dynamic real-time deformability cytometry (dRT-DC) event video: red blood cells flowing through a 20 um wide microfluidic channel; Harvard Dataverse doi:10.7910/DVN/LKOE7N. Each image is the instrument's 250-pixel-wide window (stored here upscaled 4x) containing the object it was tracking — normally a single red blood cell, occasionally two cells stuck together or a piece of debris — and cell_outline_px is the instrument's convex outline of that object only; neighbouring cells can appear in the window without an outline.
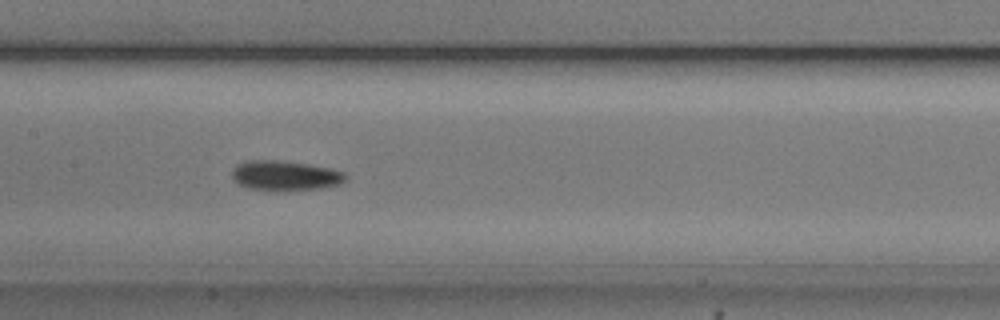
{"species": "common noctule bat (a hibernating species)", "species_latin": "Nyctalus noctula", "temperature_condition": "cold", "stored_images_in_passage": 40, "camera_frame_rate_fps": 3000, "um_per_image_px": 0.085, "animal": {"sex": "male", "body_mass_g": 20.5, "forearm_length_mm": 52.5}, "frame": {"image": 1, "passage_image": 20, "time_ms": 6.333, "image_size_px": [1000, 320], "cell_outline_px": [[348, 176], [340, 184], [320, 188], [248, 188], [236, 184], [232, 180], [232, 172], [236, 164], [248, 160], [276, 160], [308, 164], [328, 168], [344, 172]], "centroid_in_image_um": [24.19, 14.88], "position_along_channel_um": 183.2, "area_um2": 19.07}}
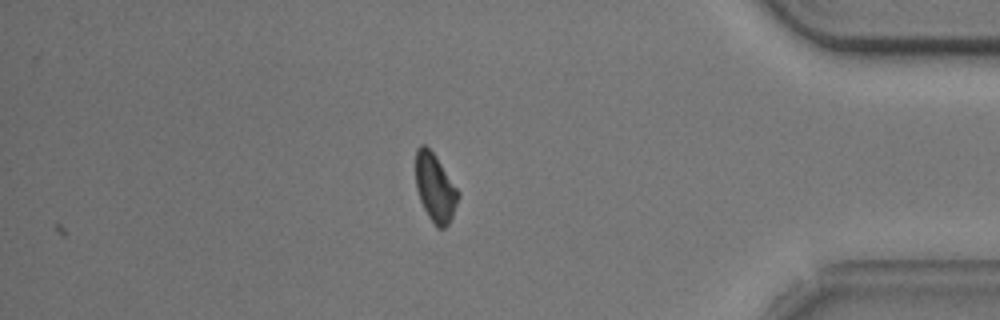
{"frame": {"image": 2, "passage_image": 40, "time_ms": 13.0, "image_size_px": [1000, 320], "cell_outline_px": [[460, 196], [452, 216], [448, 224], [444, 228], [436, 228], [428, 216], [420, 200], [416, 188], [416, 148], [420, 144], [424, 144], [432, 152], [460, 192]], "centroid_in_image_um": [36.98, 15.98], "position_along_channel_um": 398.2, "area_um2": 16.7}, "authors_computed_cell_mechanics": {"area_um2": 18.6983, "velocity_mm_per_s": 3.7348, "shape_relaxation_time_tau1_ms": 3.9454, "shape_relaxation_time_tau2_ms": null, "deformation_change_tau1": 0.0878, "deformation_change_tau2": null}}